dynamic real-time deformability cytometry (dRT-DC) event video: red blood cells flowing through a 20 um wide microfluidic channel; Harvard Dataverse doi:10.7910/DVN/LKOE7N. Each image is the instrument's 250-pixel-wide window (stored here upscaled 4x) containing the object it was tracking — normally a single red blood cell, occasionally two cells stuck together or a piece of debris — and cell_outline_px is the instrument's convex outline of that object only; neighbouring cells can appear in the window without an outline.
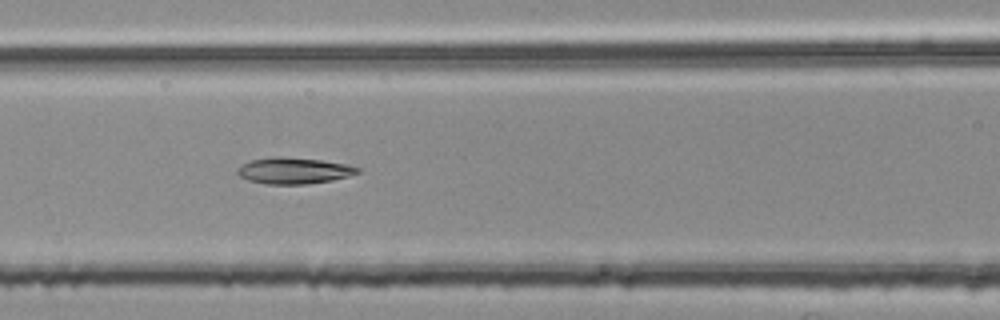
{"species": "common noctule bat (a hibernating species)", "species_latin": "Nyctalus noctula", "temperature_condition": "room temperature", "stored_images_in_passage": 39, "camera_frame_rate_fps": 3000, "um_per_image_px": 0.085, "animal": {"sex": "female", "body_mass_g": 25.1}, "frame": {"image": 1, "passage_image": 8, "time_ms": 2.333, "image_size_px": [1000, 320], "cell_outline_px": [[360, 172], [348, 176], [332, 180], [304, 184], [264, 184], [248, 180], [240, 176], [236, 172], [244, 164], [252, 160], [272, 156], [280, 156], [320, 160], [348, 164], [360, 168]], "centroid_in_image_um": [24.99, 14.5], "position_along_channel_um": 141.6, "area_um2": 18.26}}
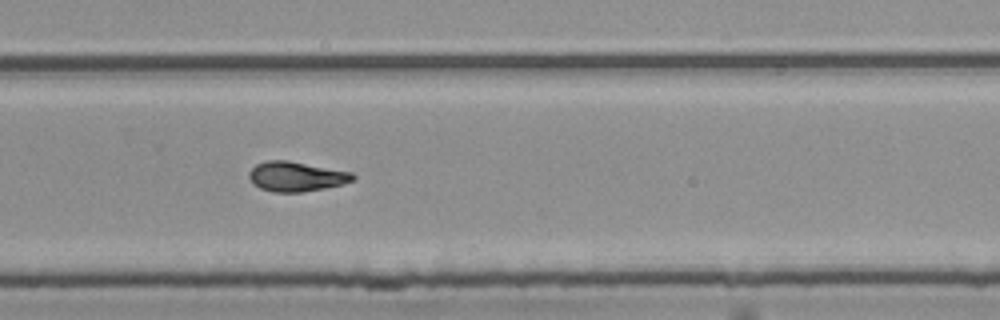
{"frame": {"image": 2, "passage_image": 21, "time_ms": 6.667, "image_size_px": [1000, 320], "cell_outline_px": [[356, 176], [352, 180], [344, 184], [324, 188], [300, 192], [272, 192], [260, 188], [248, 176], [248, 172], [256, 164], [268, 160], [288, 160], [352, 172]], "centroid_in_image_um": [25.19, 14.99], "position_along_channel_um": 304.6, "area_um2": 17.92}}
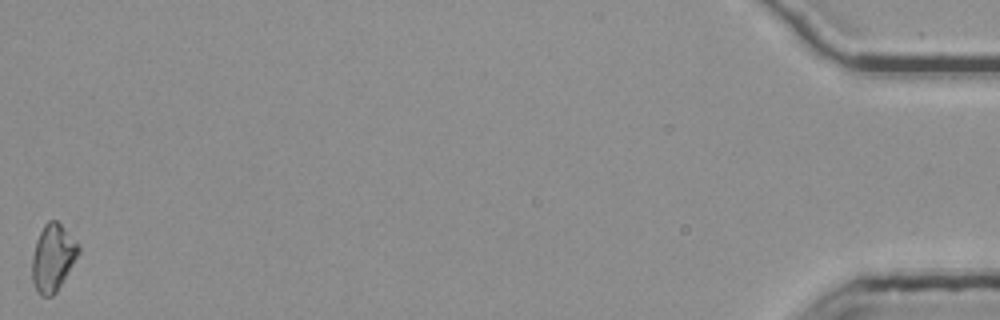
{"frame": {"image": 3, "passage_image": 39, "time_ms": 12.667, "image_size_px": [1000, 320], "cell_outline_px": [[80, 252], [56, 292], [52, 296], [40, 296], [36, 292], [32, 280], [32, 256], [36, 240], [44, 224], [48, 220], [56, 220], [80, 244]], "centroid_in_image_um": [4.48, 21.91], "position_along_channel_um": 430.7, "area_um2": 18.15}, "authors_computed_cell_mechanics": {"area_um2": 17.629, "velocity_mm_per_s": 3.7817, "shape_relaxation_time_tau1_ms": 7.5158, "shape_relaxation_time_tau2_ms": 2.9488, "deformation_change_tau1": 0.2159, "deformation_change_tau2": 0.0917}}